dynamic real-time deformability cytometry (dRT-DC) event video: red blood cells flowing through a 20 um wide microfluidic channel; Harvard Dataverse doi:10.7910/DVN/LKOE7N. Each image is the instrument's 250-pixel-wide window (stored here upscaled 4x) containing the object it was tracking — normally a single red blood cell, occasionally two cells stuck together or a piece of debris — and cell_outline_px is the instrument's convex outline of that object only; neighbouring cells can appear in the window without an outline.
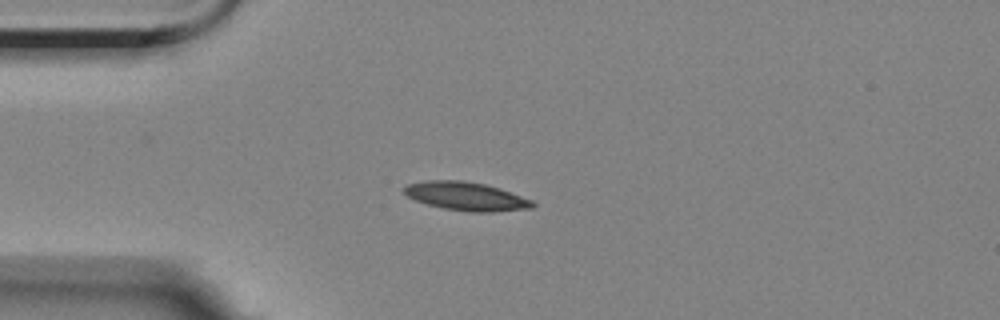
{"species": "Egyptian fruit bat (a non-hibernating species)", "species_latin": "Rousettus aegyptiacus", "temperature_condition": "room temperature", "stored_images_in_passage": 29, "camera_frame_rate_fps": 3000, "um_per_image_px": 0.085, "animal": {"sex": "female"}, "frame": {"image": 1, "passage_image": 1, "time_ms": 0.0, "image_size_px": [1000, 320], "cell_outline_px": [[536, 204], [532, 208], [492, 212], [468, 212], [444, 208], [428, 204], [416, 200], [408, 196], [404, 192], [404, 188], [408, 184], [424, 180], [464, 180], [484, 184], [500, 188], [532, 200]], "centroid_in_image_um": [39.64, 16.68], "position_along_channel_um": 45.4, "area_um2": 21.27}}
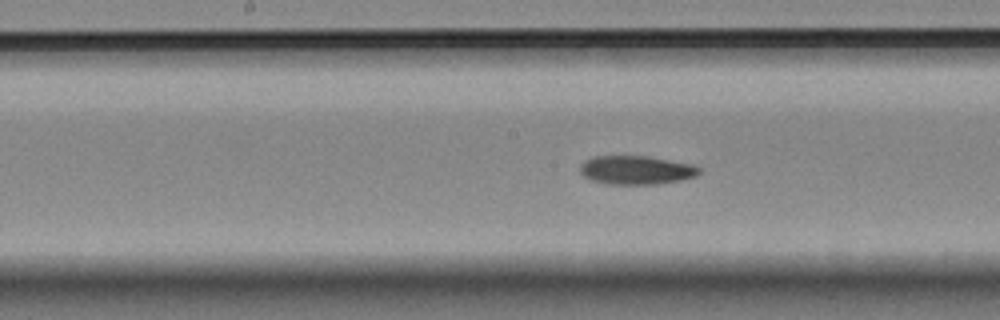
{"frame": {"image": 2, "passage_image": 15, "time_ms": 4.667, "image_size_px": [1000, 320], "cell_outline_px": [[700, 172], [696, 176], [680, 180], [656, 184], [608, 184], [588, 180], [580, 172], [580, 164], [584, 160], [592, 156], [648, 156], [692, 164], [700, 168]], "centroid_in_image_um": [54.03, 14.45], "position_along_channel_um": 194.2, "area_um2": 20.06}}
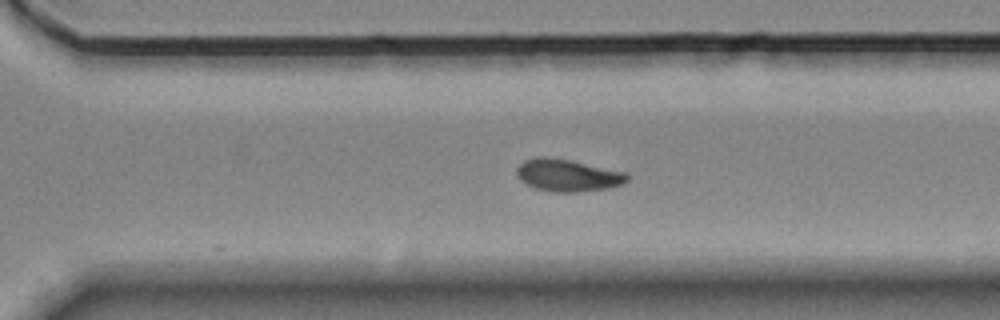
{"frame": {"image": 3, "passage_image": 26, "time_ms": 8.333, "image_size_px": [1000, 320], "cell_outline_px": [[628, 180], [624, 184], [608, 188], [576, 192], [552, 192], [536, 188], [520, 180], [516, 172], [516, 168], [524, 160], [536, 156], [544, 156], [568, 160], [628, 172]], "centroid_in_image_um": [48.26, 14.9], "position_along_channel_um": 322.3, "area_um2": 20.75}}